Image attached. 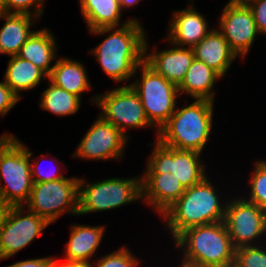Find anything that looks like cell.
<instances>
[{"instance_id": "26", "label": "cell", "mask_w": 266, "mask_h": 267, "mask_svg": "<svg viewBox=\"0 0 266 267\" xmlns=\"http://www.w3.org/2000/svg\"><path fill=\"white\" fill-rule=\"evenodd\" d=\"M254 164V172L249 181L250 194L246 200L263 208L266 205V161L259 160Z\"/></svg>"}, {"instance_id": "10", "label": "cell", "mask_w": 266, "mask_h": 267, "mask_svg": "<svg viewBox=\"0 0 266 267\" xmlns=\"http://www.w3.org/2000/svg\"><path fill=\"white\" fill-rule=\"evenodd\" d=\"M102 110L99 114L128 137V129L153 128L147 119L139 95L131 86L122 85L91 99Z\"/></svg>"}, {"instance_id": "14", "label": "cell", "mask_w": 266, "mask_h": 267, "mask_svg": "<svg viewBox=\"0 0 266 267\" xmlns=\"http://www.w3.org/2000/svg\"><path fill=\"white\" fill-rule=\"evenodd\" d=\"M219 31L238 56L245 57L259 34L251 9L228 1L219 17Z\"/></svg>"}, {"instance_id": "17", "label": "cell", "mask_w": 266, "mask_h": 267, "mask_svg": "<svg viewBox=\"0 0 266 267\" xmlns=\"http://www.w3.org/2000/svg\"><path fill=\"white\" fill-rule=\"evenodd\" d=\"M194 57L224 77L232 62L236 60V53L230 48L219 29L210 32L192 48Z\"/></svg>"}, {"instance_id": "15", "label": "cell", "mask_w": 266, "mask_h": 267, "mask_svg": "<svg viewBox=\"0 0 266 267\" xmlns=\"http://www.w3.org/2000/svg\"><path fill=\"white\" fill-rule=\"evenodd\" d=\"M147 41L146 39L144 44V62L178 87L195 58L192 48L179 47L171 43L169 49L158 51L153 48L152 53H147Z\"/></svg>"}, {"instance_id": "1", "label": "cell", "mask_w": 266, "mask_h": 267, "mask_svg": "<svg viewBox=\"0 0 266 267\" xmlns=\"http://www.w3.org/2000/svg\"><path fill=\"white\" fill-rule=\"evenodd\" d=\"M153 146L144 174L141 175V198L162 215L184 193L207 175L200 152L179 150L163 145L158 139Z\"/></svg>"}, {"instance_id": "31", "label": "cell", "mask_w": 266, "mask_h": 267, "mask_svg": "<svg viewBox=\"0 0 266 267\" xmlns=\"http://www.w3.org/2000/svg\"><path fill=\"white\" fill-rule=\"evenodd\" d=\"M247 5L252 11L259 34H266V0H253Z\"/></svg>"}, {"instance_id": "19", "label": "cell", "mask_w": 266, "mask_h": 267, "mask_svg": "<svg viewBox=\"0 0 266 267\" xmlns=\"http://www.w3.org/2000/svg\"><path fill=\"white\" fill-rule=\"evenodd\" d=\"M57 44L49 29L34 31L20 48L18 57L32 62L47 76L50 75L53 65H50L57 57Z\"/></svg>"}, {"instance_id": "35", "label": "cell", "mask_w": 266, "mask_h": 267, "mask_svg": "<svg viewBox=\"0 0 266 267\" xmlns=\"http://www.w3.org/2000/svg\"><path fill=\"white\" fill-rule=\"evenodd\" d=\"M11 205L6 202L2 197H0V230L4 224V221L7 218Z\"/></svg>"}, {"instance_id": "38", "label": "cell", "mask_w": 266, "mask_h": 267, "mask_svg": "<svg viewBox=\"0 0 266 267\" xmlns=\"http://www.w3.org/2000/svg\"><path fill=\"white\" fill-rule=\"evenodd\" d=\"M251 1L253 0H229V2L233 4H245V5H247Z\"/></svg>"}, {"instance_id": "6", "label": "cell", "mask_w": 266, "mask_h": 267, "mask_svg": "<svg viewBox=\"0 0 266 267\" xmlns=\"http://www.w3.org/2000/svg\"><path fill=\"white\" fill-rule=\"evenodd\" d=\"M29 150L11 133L0 136V197L11 206H25L31 195L33 153Z\"/></svg>"}, {"instance_id": "36", "label": "cell", "mask_w": 266, "mask_h": 267, "mask_svg": "<svg viewBox=\"0 0 266 267\" xmlns=\"http://www.w3.org/2000/svg\"><path fill=\"white\" fill-rule=\"evenodd\" d=\"M141 0H119L121 9L129 8L140 3Z\"/></svg>"}, {"instance_id": "30", "label": "cell", "mask_w": 266, "mask_h": 267, "mask_svg": "<svg viewBox=\"0 0 266 267\" xmlns=\"http://www.w3.org/2000/svg\"><path fill=\"white\" fill-rule=\"evenodd\" d=\"M20 101V98L5 83L0 82V115L5 116Z\"/></svg>"}, {"instance_id": "33", "label": "cell", "mask_w": 266, "mask_h": 267, "mask_svg": "<svg viewBox=\"0 0 266 267\" xmlns=\"http://www.w3.org/2000/svg\"><path fill=\"white\" fill-rule=\"evenodd\" d=\"M56 258L55 257H42L27 259L23 261H17L14 264H11L7 267H55Z\"/></svg>"}, {"instance_id": "34", "label": "cell", "mask_w": 266, "mask_h": 267, "mask_svg": "<svg viewBox=\"0 0 266 267\" xmlns=\"http://www.w3.org/2000/svg\"><path fill=\"white\" fill-rule=\"evenodd\" d=\"M55 267H94V264H92L91 262L67 261V260H64L62 262L56 258Z\"/></svg>"}, {"instance_id": "9", "label": "cell", "mask_w": 266, "mask_h": 267, "mask_svg": "<svg viewBox=\"0 0 266 267\" xmlns=\"http://www.w3.org/2000/svg\"><path fill=\"white\" fill-rule=\"evenodd\" d=\"M79 179L65 177L55 181L33 183L27 209L50 224L67 212L78 215Z\"/></svg>"}, {"instance_id": "23", "label": "cell", "mask_w": 266, "mask_h": 267, "mask_svg": "<svg viewBox=\"0 0 266 267\" xmlns=\"http://www.w3.org/2000/svg\"><path fill=\"white\" fill-rule=\"evenodd\" d=\"M82 18L88 30L104 27H118L122 9L119 0H79Z\"/></svg>"}, {"instance_id": "20", "label": "cell", "mask_w": 266, "mask_h": 267, "mask_svg": "<svg viewBox=\"0 0 266 267\" xmlns=\"http://www.w3.org/2000/svg\"><path fill=\"white\" fill-rule=\"evenodd\" d=\"M5 21L0 28V45L5 55L15 56L26 40L33 34V27L39 18L28 14L6 13L0 16ZM33 20V21H32ZM33 23V24H32ZM32 24V25H31Z\"/></svg>"}, {"instance_id": "37", "label": "cell", "mask_w": 266, "mask_h": 267, "mask_svg": "<svg viewBox=\"0 0 266 267\" xmlns=\"http://www.w3.org/2000/svg\"><path fill=\"white\" fill-rule=\"evenodd\" d=\"M6 14V2L5 0H0V16Z\"/></svg>"}, {"instance_id": "5", "label": "cell", "mask_w": 266, "mask_h": 267, "mask_svg": "<svg viewBox=\"0 0 266 267\" xmlns=\"http://www.w3.org/2000/svg\"><path fill=\"white\" fill-rule=\"evenodd\" d=\"M177 108L156 137L163 145L202 153L213 128L214 101L195 99Z\"/></svg>"}, {"instance_id": "8", "label": "cell", "mask_w": 266, "mask_h": 267, "mask_svg": "<svg viewBox=\"0 0 266 267\" xmlns=\"http://www.w3.org/2000/svg\"><path fill=\"white\" fill-rule=\"evenodd\" d=\"M142 67V68H141ZM137 69L141 78L133 81L131 86L139 95L145 115L150 124L155 127L157 137L159 130L168 122L176 110L177 97H180L178 87L155 72L144 61Z\"/></svg>"}, {"instance_id": "25", "label": "cell", "mask_w": 266, "mask_h": 267, "mask_svg": "<svg viewBox=\"0 0 266 267\" xmlns=\"http://www.w3.org/2000/svg\"><path fill=\"white\" fill-rule=\"evenodd\" d=\"M49 87L41 94L40 108L59 116L78 112L81 98L60 88L49 81Z\"/></svg>"}, {"instance_id": "11", "label": "cell", "mask_w": 266, "mask_h": 267, "mask_svg": "<svg viewBox=\"0 0 266 267\" xmlns=\"http://www.w3.org/2000/svg\"><path fill=\"white\" fill-rule=\"evenodd\" d=\"M25 206H12L0 230V260L13 257L42 234L50 223Z\"/></svg>"}, {"instance_id": "39", "label": "cell", "mask_w": 266, "mask_h": 267, "mask_svg": "<svg viewBox=\"0 0 266 267\" xmlns=\"http://www.w3.org/2000/svg\"><path fill=\"white\" fill-rule=\"evenodd\" d=\"M262 210H263L264 228L266 231V205L262 208Z\"/></svg>"}, {"instance_id": "3", "label": "cell", "mask_w": 266, "mask_h": 267, "mask_svg": "<svg viewBox=\"0 0 266 267\" xmlns=\"http://www.w3.org/2000/svg\"><path fill=\"white\" fill-rule=\"evenodd\" d=\"M207 177L186 188L180 198L161 215L173 241L188 228L224 221L227 202L221 203L217 189Z\"/></svg>"}, {"instance_id": "40", "label": "cell", "mask_w": 266, "mask_h": 267, "mask_svg": "<svg viewBox=\"0 0 266 267\" xmlns=\"http://www.w3.org/2000/svg\"><path fill=\"white\" fill-rule=\"evenodd\" d=\"M179 267H198V266H195V265H192V264H188V263H185L183 261H181V264Z\"/></svg>"}, {"instance_id": "16", "label": "cell", "mask_w": 266, "mask_h": 267, "mask_svg": "<svg viewBox=\"0 0 266 267\" xmlns=\"http://www.w3.org/2000/svg\"><path fill=\"white\" fill-rule=\"evenodd\" d=\"M170 20L166 40L179 47L193 48L210 32L206 18L192 3L174 11Z\"/></svg>"}, {"instance_id": "13", "label": "cell", "mask_w": 266, "mask_h": 267, "mask_svg": "<svg viewBox=\"0 0 266 267\" xmlns=\"http://www.w3.org/2000/svg\"><path fill=\"white\" fill-rule=\"evenodd\" d=\"M128 137L100 115L79 142L73 157L87 160H121Z\"/></svg>"}, {"instance_id": "7", "label": "cell", "mask_w": 266, "mask_h": 267, "mask_svg": "<svg viewBox=\"0 0 266 267\" xmlns=\"http://www.w3.org/2000/svg\"><path fill=\"white\" fill-rule=\"evenodd\" d=\"M140 199L141 176L88 183L79 179L78 215L116 209Z\"/></svg>"}, {"instance_id": "22", "label": "cell", "mask_w": 266, "mask_h": 267, "mask_svg": "<svg viewBox=\"0 0 266 267\" xmlns=\"http://www.w3.org/2000/svg\"><path fill=\"white\" fill-rule=\"evenodd\" d=\"M221 78L212 68L194 58L184 79L178 86L179 94L181 96V93H185L194 99L214 101L215 91L212 88L215 86V81Z\"/></svg>"}, {"instance_id": "18", "label": "cell", "mask_w": 266, "mask_h": 267, "mask_svg": "<svg viewBox=\"0 0 266 267\" xmlns=\"http://www.w3.org/2000/svg\"><path fill=\"white\" fill-rule=\"evenodd\" d=\"M105 226L74 225L71 226L70 239L65 245L64 260L91 262L93 255L102 241Z\"/></svg>"}, {"instance_id": "12", "label": "cell", "mask_w": 266, "mask_h": 267, "mask_svg": "<svg viewBox=\"0 0 266 267\" xmlns=\"http://www.w3.org/2000/svg\"><path fill=\"white\" fill-rule=\"evenodd\" d=\"M245 198L227 201L225 210L224 223L235 249L255 246L260 236L266 235L262 208Z\"/></svg>"}, {"instance_id": "29", "label": "cell", "mask_w": 266, "mask_h": 267, "mask_svg": "<svg viewBox=\"0 0 266 267\" xmlns=\"http://www.w3.org/2000/svg\"><path fill=\"white\" fill-rule=\"evenodd\" d=\"M5 2L6 13L28 14L39 19L43 16L45 0H5Z\"/></svg>"}, {"instance_id": "27", "label": "cell", "mask_w": 266, "mask_h": 267, "mask_svg": "<svg viewBox=\"0 0 266 267\" xmlns=\"http://www.w3.org/2000/svg\"><path fill=\"white\" fill-rule=\"evenodd\" d=\"M233 267H266V248L259 244L236 249Z\"/></svg>"}, {"instance_id": "2", "label": "cell", "mask_w": 266, "mask_h": 267, "mask_svg": "<svg viewBox=\"0 0 266 267\" xmlns=\"http://www.w3.org/2000/svg\"><path fill=\"white\" fill-rule=\"evenodd\" d=\"M90 33L108 35L90 51L107 76L115 82L129 81L134 77L137 67L144 61L147 36L141 22L133 18L123 21L121 27L98 28Z\"/></svg>"}, {"instance_id": "41", "label": "cell", "mask_w": 266, "mask_h": 267, "mask_svg": "<svg viewBox=\"0 0 266 267\" xmlns=\"http://www.w3.org/2000/svg\"><path fill=\"white\" fill-rule=\"evenodd\" d=\"M0 54H5V53L3 52V50H2L1 45H0Z\"/></svg>"}, {"instance_id": "32", "label": "cell", "mask_w": 266, "mask_h": 267, "mask_svg": "<svg viewBox=\"0 0 266 267\" xmlns=\"http://www.w3.org/2000/svg\"><path fill=\"white\" fill-rule=\"evenodd\" d=\"M36 159L37 158H35L34 162H31L32 160H30V170H31L33 183L55 181V180L65 178L64 175H62L61 173H58L56 170L51 171L52 173L51 172L45 173L47 171L42 170L41 166L39 165V160L36 162Z\"/></svg>"}, {"instance_id": "4", "label": "cell", "mask_w": 266, "mask_h": 267, "mask_svg": "<svg viewBox=\"0 0 266 267\" xmlns=\"http://www.w3.org/2000/svg\"><path fill=\"white\" fill-rule=\"evenodd\" d=\"M183 249V262L198 267H233L235 247L222 222L194 226L183 231L174 241Z\"/></svg>"}, {"instance_id": "24", "label": "cell", "mask_w": 266, "mask_h": 267, "mask_svg": "<svg viewBox=\"0 0 266 267\" xmlns=\"http://www.w3.org/2000/svg\"><path fill=\"white\" fill-rule=\"evenodd\" d=\"M41 79H48V76L32 62L15 55L8 62L3 80L21 99L20 92L37 87Z\"/></svg>"}, {"instance_id": "28", "label": "cell", "mask_w": 266, "mask_h": 267, "mask_svg": "<svg viewBox=\"0 0 266 267\" xmlns=\"http://www.w3.org/2000/svg\"><path fill=\"white\" fill-rule=\"evenodd\" d=\"M139 264V258H135L134 254L124 246L100 257L94 262V267H137Z\"/></svg>"}, {"instance_id": "21", "label": "cell", "mask_w": 266, "mask_h": 267, "mask_svg": "<svg viewBox=\"0 0 266 267\" xmlns=\"http://www.w3.org/2000/svg\"><path fill=\"white\" fill-rule=\"evenodd\" d=\"M48 81L80 98L83 92L92 88L83 64L66 57L56 60Z\"/></svg>"}]
</instances>
